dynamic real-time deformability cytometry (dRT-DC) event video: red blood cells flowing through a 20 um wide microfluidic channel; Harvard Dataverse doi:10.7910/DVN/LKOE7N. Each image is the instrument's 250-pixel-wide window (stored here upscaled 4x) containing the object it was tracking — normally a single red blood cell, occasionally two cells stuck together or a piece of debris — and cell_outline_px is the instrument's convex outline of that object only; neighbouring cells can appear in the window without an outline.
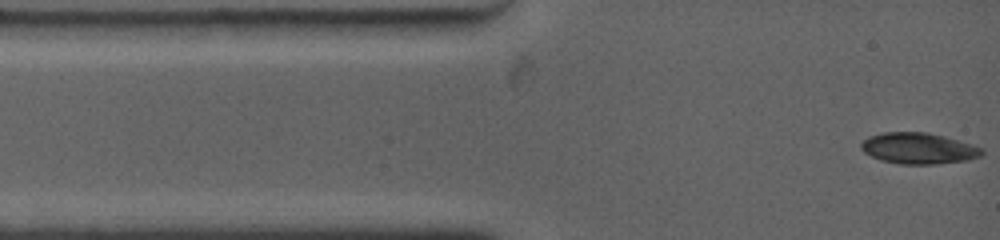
{"species": "common noctule bat (a hibernating species)", "species_latin": "Nyctalus noctula", "temperature_condition": "warm", "stored_images_in_passage": 15, "camera_frame_rate_fps": 4500, "um_per_image_px": 0.085, "animal": {"sex": "female", "body_mass_g": 19.0, "forearm_length_mm": 53.3}, "frame": {"image": 1, "passage_image": 1, "time_ms": 0.0, "image_size_px": [1000, 240], "cell_outline_px": [[984, 152], [980, 156], [964, 160], [936, 164], [900, 164], [880, 160], [864, 152], [860, 148], [860, 144], [868, 136], [884, 132], [928, 132], [944, 136], [980, 148]], "centroid_in_image_um": [78.0, 12.6], "position_along_channel_um": 7.0, "area_um2": 21.62}}
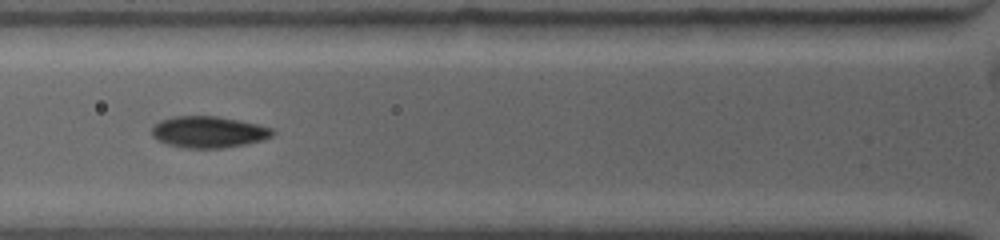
{"frame": {"image": 2, "passage_image": 9, "time_ms": 3.778, "image_size_px": [1000, 240], "cell_outline_px": [[272, 136], [260, 140], [244, 144], [224, 148], [184, 148], [168, 144], [152, 136], [152, 128], [160, 120], [176, 116], [216, 116], [256, 124], [272, 128]], "centroid_in_image_um": [17.69, 11.22], "position_along_channel_um": 108.1, "area_um2": 21.73}}
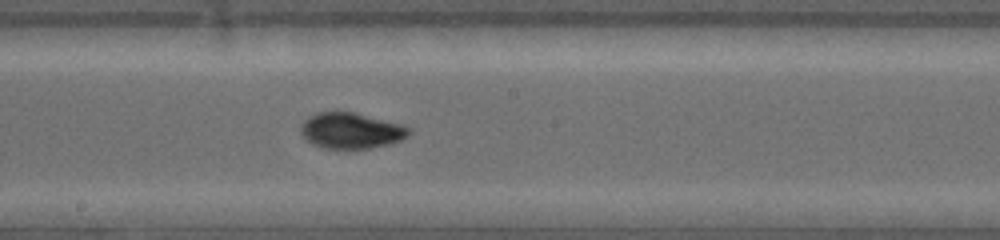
{"frame": {"image": 3, "passage_image": 15, "time_ms": 6.667, "image_size_px": [1000, 240], "cell_outline_px": [[412, 132], [408, 136], [392, 144], [368, 148], [324, 148], [308, 140], [300, 132], [300, 128], [304, 120], [320, 112], [352, 112], [400, 124], [412, 128]], "centroid_in_image_um": [29.89, 11.11], "position_along_channel_um": 218.3, "area_um2": 22.2}}